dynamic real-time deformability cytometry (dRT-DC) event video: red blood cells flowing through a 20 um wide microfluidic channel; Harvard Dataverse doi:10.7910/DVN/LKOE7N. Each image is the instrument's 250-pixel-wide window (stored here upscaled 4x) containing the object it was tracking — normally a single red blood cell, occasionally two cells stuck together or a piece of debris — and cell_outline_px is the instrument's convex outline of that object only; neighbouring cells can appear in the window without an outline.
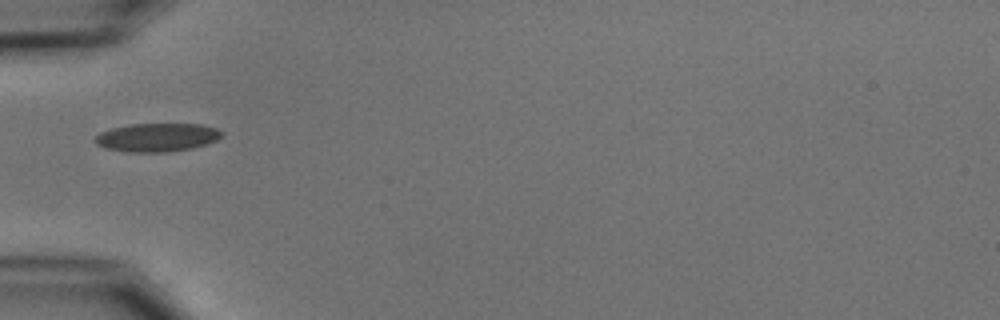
{"species": "common noctule bat (a hibernating species)", "species_latin": "Nyctalus noctula", "temperature_condition": "cold", "stored_images_in_passage": 5, "camera_frame_rate_fps": 3000, "um_per_image_px": 0.085, "animal": {"sex": "male", "body_mass_g": 15.6}, "frame": {"image": 1, "passage_image": 5, "time_ms": 5.667, "image_size_px": [1000, 320], "cell_outline_px": [[224, 132], [216, 140], [208, 144], [192, 148], [168, 152], [128, 152], [104, 148], [96, 144], [92, 140], [100, 132], [112, 128], [128, 124], [200, 124], [216, 128]], "centroid_in_image_um": [13.32, 11.68], "position_along_channel_um": 71.7, "area_um2": 21.15}}